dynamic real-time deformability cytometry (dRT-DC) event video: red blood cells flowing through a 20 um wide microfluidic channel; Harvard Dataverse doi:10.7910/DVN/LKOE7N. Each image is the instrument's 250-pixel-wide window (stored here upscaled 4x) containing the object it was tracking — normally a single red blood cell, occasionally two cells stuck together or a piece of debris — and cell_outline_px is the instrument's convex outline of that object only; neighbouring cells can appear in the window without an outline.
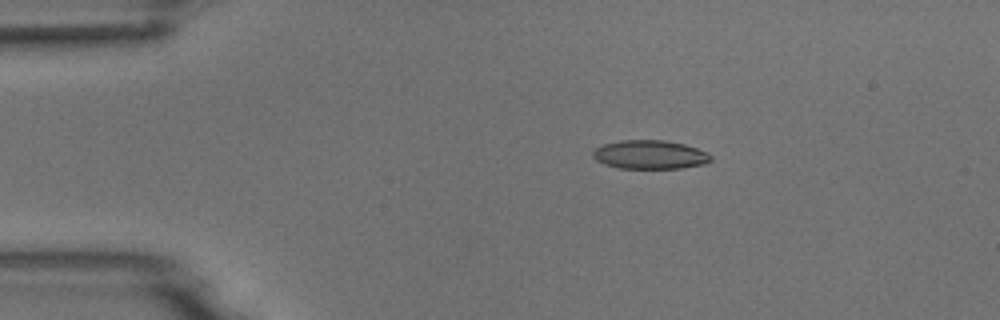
{"species": "common noctule bat (a hibernating species)", "species_latin": "Nyctalus noctula", "temperature_condition": "room temperature", "stored_images_in_passage": 6, "camera_frame_rate_fps": 3000, "um_per_image_px": 0.085, "animal": {"sex": "male", "body_mass_g": 18.8}, "frame": {"image": 1, "passage_image": 3, "time_ms": 2.333, "image_size_px": [1000, 320], "cell_outline_px": [[712, 160], [704, 164], [680, 168], [616, 168], [604, 164], [596, 160], [592, 156], [592, 152], [596, 148], [604, 144], [620, 140], [664, 140], [684, 144], [708, 152], [712, 156]], "centroid_in_image_um": [55.24, 13.14], "position_along_channel_um": 29.8, "area_um2": 19.83}}
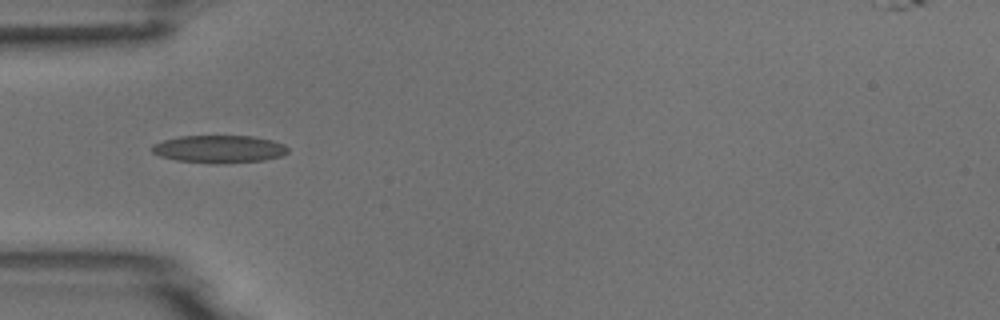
{"frame": {"image": 2, "passage_image": 5, "time_ms": 4.667, "image_size_px": [1000, 320], "cell_outline_px": [[288, 152], [280, 156], [264, 160], [220, 164], [212, 164], [176, 160], [160, 156], [152, 152], [152, 144], [164, 140], [180, 136], [252, 136], [272, 140], [284, 144], [288, 148]], "centroid_in_image_um": [18.62, 12.67], "position_along_channel_um": 66.4, "area_um2": 21.96}}